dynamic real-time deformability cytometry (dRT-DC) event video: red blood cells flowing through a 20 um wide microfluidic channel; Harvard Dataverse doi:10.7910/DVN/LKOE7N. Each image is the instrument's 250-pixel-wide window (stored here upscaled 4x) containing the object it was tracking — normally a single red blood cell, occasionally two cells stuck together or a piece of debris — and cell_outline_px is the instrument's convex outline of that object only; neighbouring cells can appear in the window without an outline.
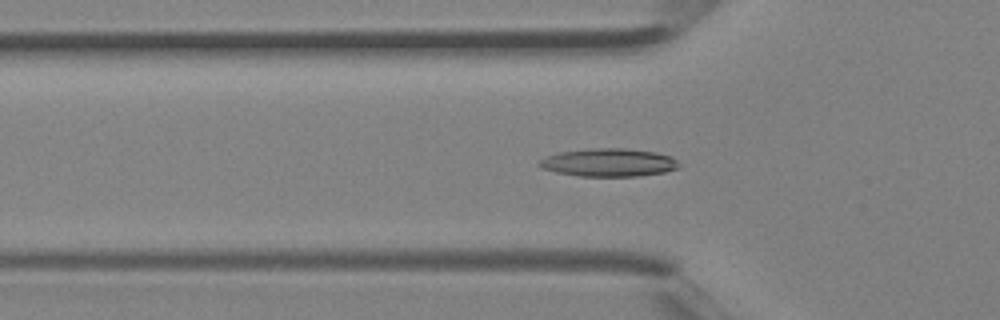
{"species": "Egyptian fruit bat (a non-hibernating species)", "species_latin": "Rousettus aegyptiacus", "temperature_condition": "room temperature", "stored_images_in_passage": 34, "camera_frame_rate_fps": 3000, "um_per_image_px": 0.085, "animal": {"sex": "female"}, "frame": {"image": 1, "passage_image": 7, "time_ms": 2.0, "image_size_px": [1000, 320], "cell_outline_px": [[680, 168], [664, 172], [636, 176], [580, 176], [556, 172], [540, 168], [536, 164], [540, 160], [556, 152], [588, 148], [624, 148], [656, 152], [672, 156], [680, 164]], "centroid_in_image_um": [51.73, 13.8], "position_along_channel_um": 74.1, "area_um2": 23.06}}
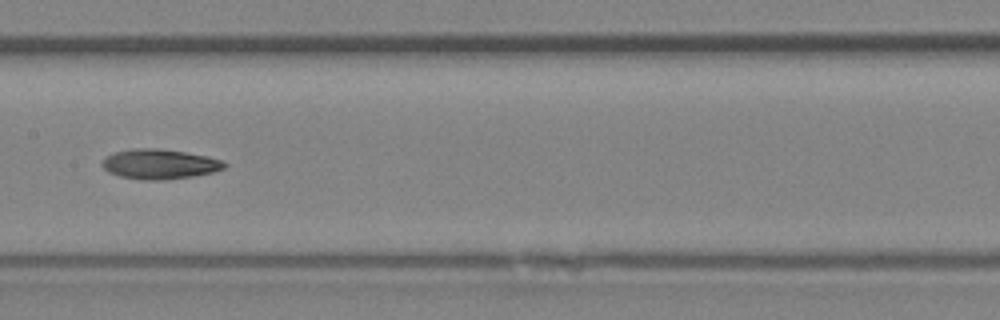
{"frame": {"image": 2, "passage_image": 14, "time_ms": 4.333, "image_size_px": [1000, 320], "cell_outline_px": [[228, 164], [224, 168], [212, 172], [192, 176], [164, 180], [140, 180], [120, 176], [108, 172], [100, 164], [104, 156], [112, 152], [132, 148], [160, 148], [208, 156], [220, 160]], "centroid_in_image_um": [13.5, 13.94], "position_along_channel_um": 193.9, "area_um2": 21.5}}
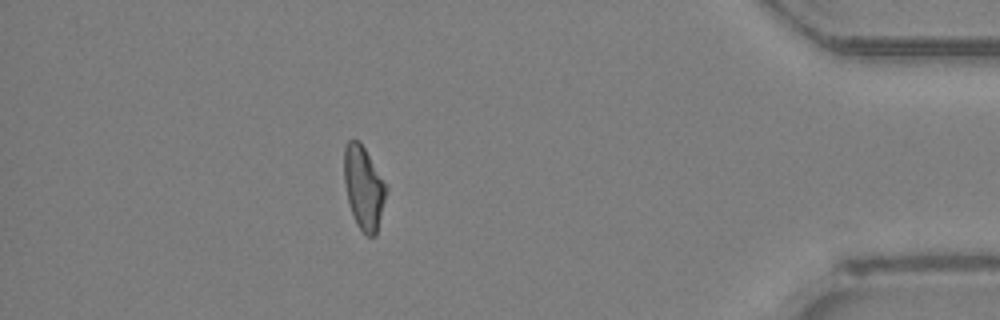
{"frame": {"image": 3, "passage_image": 29, "time_ms": 9.333, "image_size_px": [1000, 320], "cell_outline_px": [[388, 188], [376, 236], [368, 236], [356, 224], [348, 200], [344, 180], [344, 148], [348, 140], [360, 140], [388, 184]], "centroid_in_image_um": [30.94, 15.91], "position_along_channel_um": 404.3, "area_um2": 20.63}}